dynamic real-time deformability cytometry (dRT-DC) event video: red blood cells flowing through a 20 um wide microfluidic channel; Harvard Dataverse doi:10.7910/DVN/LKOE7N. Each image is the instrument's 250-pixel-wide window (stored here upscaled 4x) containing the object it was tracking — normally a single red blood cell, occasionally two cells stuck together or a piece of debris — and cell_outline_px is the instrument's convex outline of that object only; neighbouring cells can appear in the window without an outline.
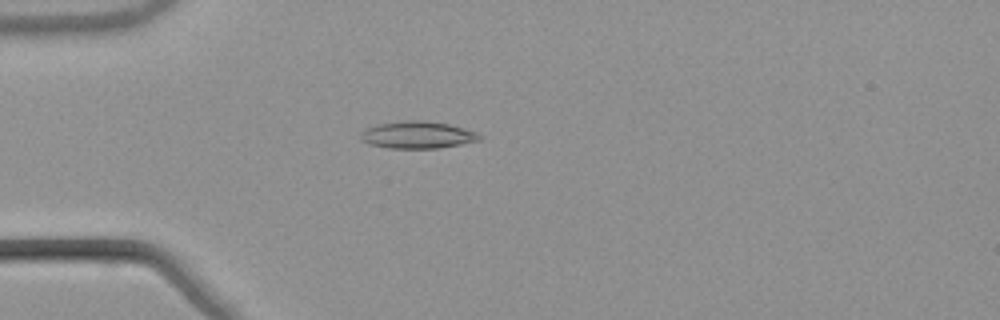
{"species": "common noctule bat (a hibernating species)", "species_latin": "Nyctalus noctula", "temperature_condition": "warm", "stored_images_in_passage": 54, "camera_frame_rate_fps": 3000, "um_per_image_px": 0.085, "animal": {"sex": "male", "body_mass_g": 21.5, "forearm_length_mm": 52.0}, "frame": {"image": 1, "passage_image": 16, "time_ms": 5.0, "image_size_px": [1000, 320], "cell_outline_px": [[484, 136], [480, 140], [460, 144], [436, 148], [388, 148], [368, 144], [360, 140], [360, 132], [364, 128], [380, 124], [412, 120], [420, 120], [448, 124], [476, 132]], "centroid_in_image_um": [35.45, 11.47], "position_along_channel_um": 49.5, "area_um2": 18.67}}
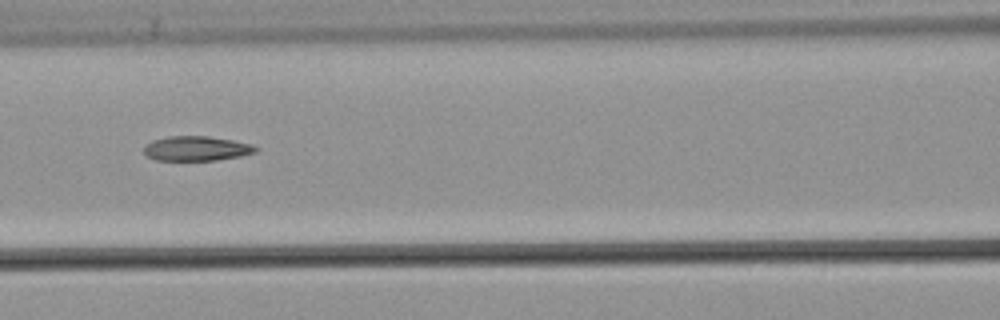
{"frame": {"image": 2, "passage_image": 25, "time_ms": 8.0, "image_size_px": [1000, 320], "cell_outline_px": [[260, 148], [256, 152], [240, 156], [216, 160], [156, 160], [148, 156], [144, 152], [144, 148], [152, 140], [168, 136], [208, 136], [232, 140], [252, 144]], "centroid_in_image_um": [16.73, 12.62], "position_along_channel_um": 149.9, "area_um2": 16.01}}
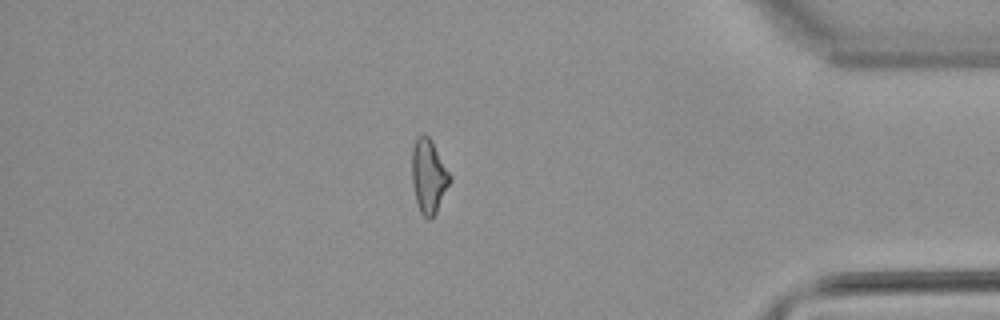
{"frame": {"image": 3, "passage_image": 47, "time_ms": 15.333, "image_size_px": [1000, 320], "cell_outline_px": [[452, 180], [436, 212], [428, 220], [420, 212], [416, 200], [412, 184], [412, 148], [416, 140], [424, 132], [432, 140], [452, 176]], "centroid_in_image_um": [36.45, 14.96], "position_along_channel_um": 398.7, "area_um2": 16.42}, "authors_computed_cell_mechanics": {"area_um2": 16.7909, "velocity_mm_per_s": 3.8536, "shape_relaxation_time_tau1_ms": null, "shape_relaxation_time_tau2_ms": 4.6752, "deformation_change_tau1": null, "deformation_change_tau2": 0.1349}}